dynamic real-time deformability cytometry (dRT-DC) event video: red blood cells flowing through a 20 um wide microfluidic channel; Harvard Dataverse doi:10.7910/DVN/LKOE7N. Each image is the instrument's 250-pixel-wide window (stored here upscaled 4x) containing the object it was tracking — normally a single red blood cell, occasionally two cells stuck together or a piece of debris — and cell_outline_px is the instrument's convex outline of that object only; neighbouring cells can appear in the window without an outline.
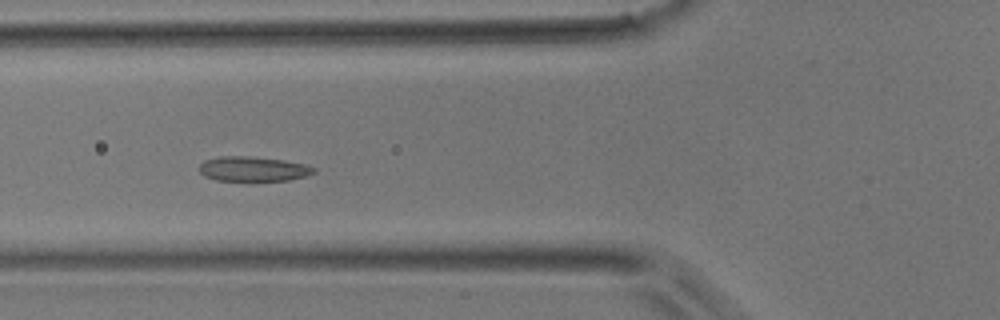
{"species": "common noctule bat (a hibernating species)", "species_latin": "Nyctalus noctula", "temperature_condition": "room temperature", "stored_images_in_passage": 46, "camera_frame_rate_fps": 3000, "um_per_image_px": 0.085, "animal": {"sex": "male", "body_mass_g": 17.9}, "frame": {"image": 1, "passage_image": 16, "time_ms": 5.0, "image_size_px": [1000, 320], "cell_outline_px": [[316, 172], [304, 176], [288, 180], [252, 184], [216, 180], [204, 176], [200, 172], [200, 164], [204, 160], [220, 156], [248, 156], [284, 160], [304, 164], [316, 168]], "centroid_in_image_um": [21.5, 14.41], "position_along_channel_um": 104.3, "area_um2": 17.4}}
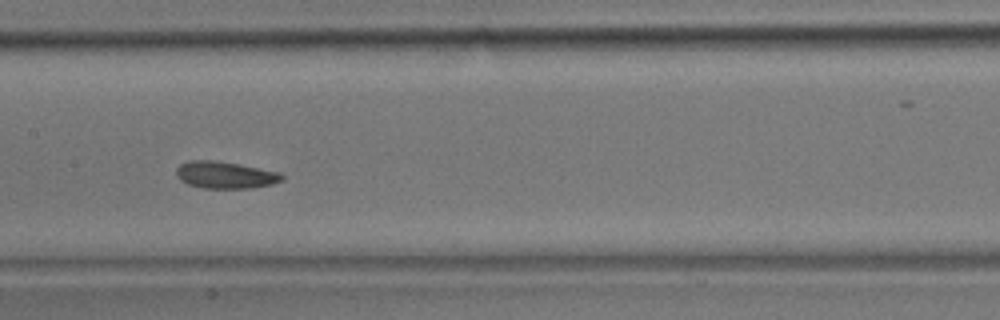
{"frame": {"image": 2, "passage_image": 22, "time_ms": 7.0, "image_size_px": [1000, 320], "cell_outline_px": [[284, 180], [272, 184], [252, 188], [204, 188], [188, 184], [180, 180], [176, 176], [176, 168], [180, 164], [188, 160], [212, 160], [236, 164], [280, 172], [284, 176]], "centroid_in_image_um": [19.13, 14.87], "position_along_channel_um": 188.3, "area_um2": 16.59}}
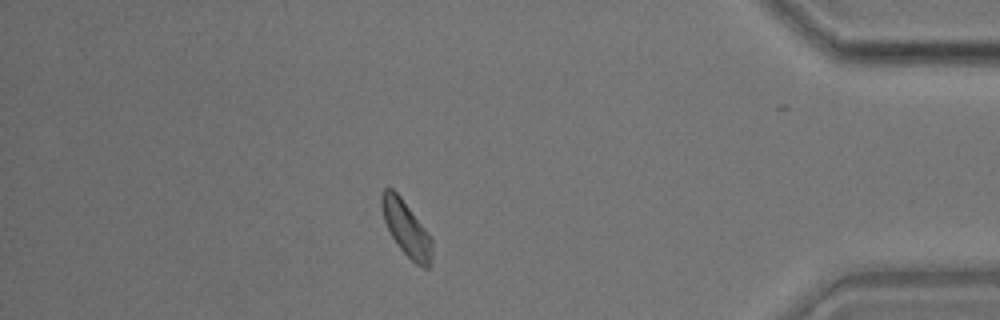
{"frame": {"image": 3, "passage_image": 40, "time_ms": 13.0, "image_size_px": [1000, 320], "cell_outline_px": [[432, 264], [428, 268], [424, 268], [416, 264], [396, 244], [384, 220], [380, 208], [380, 192], [384, 188], [392, 188], [400, 196], [432, 236]], "centroid_in_image_um": [34.54, 19.41], "position_along_channel_um": 400.7, "area_um2": 16.42}}